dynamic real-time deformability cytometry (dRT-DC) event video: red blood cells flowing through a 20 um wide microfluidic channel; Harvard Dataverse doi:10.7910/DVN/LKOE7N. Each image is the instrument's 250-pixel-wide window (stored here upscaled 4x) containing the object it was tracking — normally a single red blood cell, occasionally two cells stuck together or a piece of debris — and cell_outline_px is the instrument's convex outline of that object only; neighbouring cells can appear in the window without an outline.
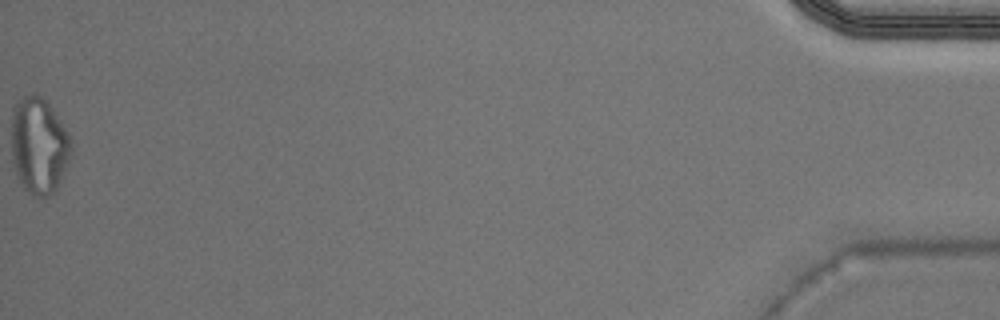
{"species": "Egyptian fruit bat (a non-hibernating species)", "species_latin": "Rousettus aegyptiacus", "temperature_condition": "warm", "stored_images_in_passage": 32, "camera_frame_rate_fps": 3000, "um_per_image_px": 0.085, "animal": {"sex": "male"}, "frame": {"image": 1, "passage_image": 32, "time_ms": 10.333, "image_size_px": [1000, 320], "cell_outline_px": [[72, 152], [60, 180], [56, 188], [48, 196], [36, 196], [28, 192], [20, 184], [12, 160], [12, 108], [20, 96], [32, 92], [40, 96], [48, 104], [60, 120], [68, 132], [72, 144]], "centroid_in_image_um": [3.29, 12.34], "position_along_channel_um": 431.9, "area_um2": 33.58}}